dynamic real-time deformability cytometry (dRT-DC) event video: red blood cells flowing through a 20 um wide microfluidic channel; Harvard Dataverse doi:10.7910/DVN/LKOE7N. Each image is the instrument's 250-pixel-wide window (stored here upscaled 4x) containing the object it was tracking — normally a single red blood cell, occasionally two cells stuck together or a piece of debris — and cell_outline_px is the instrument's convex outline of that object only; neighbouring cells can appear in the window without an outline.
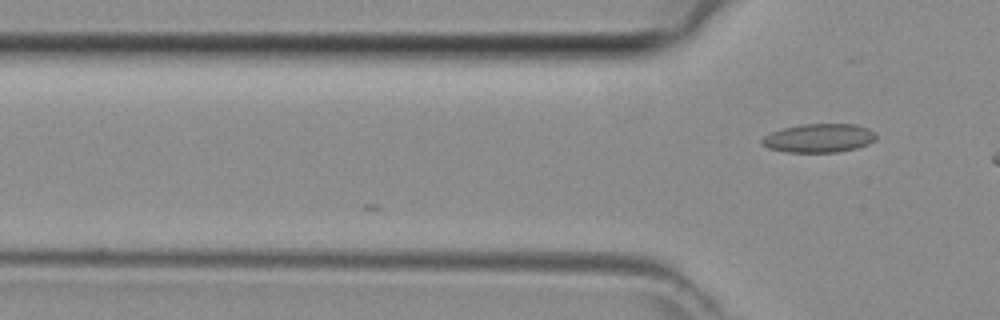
{"species": "common noctule bat (a hibernating species)", "species_latin": "Nyctalus noctula", "temperature_condition": "room temperature", "stored_images_in_passage": 2, "camera_frame_rate_fps": 3000, "um_per_image_px": 0.085, "animal": {"sex": "female", "body_mass_g": 29.2, "forearm_length_mm": 56.3}, "frame": {"image": 1, "passage_image": 2, "time_ms": 0.333, "image_size_px": [1000, 320], "cell_outline_px": [[876, 140], [868, 144], [856, 148], [836, 152], [788, 152], [768, 148], [760, 144], [760, 140], [764, 136], [772, 132], [784, 128], [804, 124], [856, 124], [868, 128], [876, 132]], "centroid_in_image_um": [69.63, 11.74], "position_along_channel_um": 56.2, "area_um2": 19.13}}